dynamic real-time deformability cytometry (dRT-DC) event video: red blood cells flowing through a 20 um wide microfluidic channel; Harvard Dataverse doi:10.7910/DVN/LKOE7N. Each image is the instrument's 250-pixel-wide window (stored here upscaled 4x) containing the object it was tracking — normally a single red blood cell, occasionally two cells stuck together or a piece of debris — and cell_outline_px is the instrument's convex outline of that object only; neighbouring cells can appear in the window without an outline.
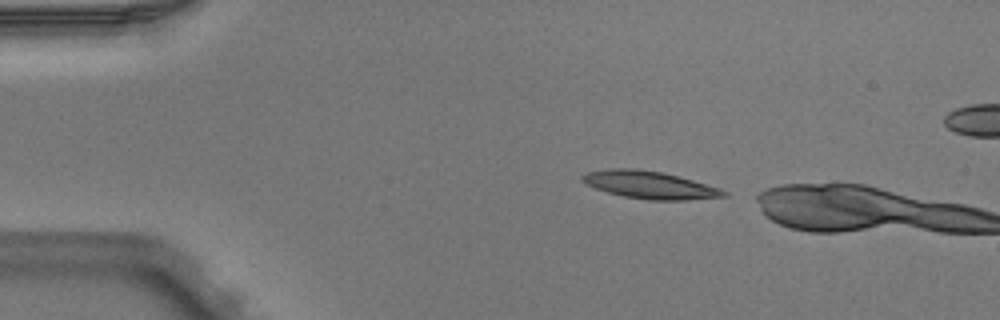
{"species": "Egyptian fruit bat (a non-hibernating species)", "species_latin": "Rousettus aegyptiacus", "temperature_condition": "warm", "stored_images_in_passage": 2, "camera_frame_rate_fps": 3000, "um_per_image_px": 0.085, "animal": {"sex": "male"}, "frame": {"image": 1, "passage_image": 1, "time_ms": 0.0, "image_size_px": [1000, 320], "cell_outline_px": [[728, 196], [688, 200], [648, 200], [624, 196], [608, 192], [596, 188], [580, 180], [580, 176], [588, 172], [612, 168], [636, 168], [664, 172], [720, 188], [728, 192]], "centroid_in_image_um": [55.25, 15.71], "position_along_channel_um": 29.8, "area_um2": 22.66}}